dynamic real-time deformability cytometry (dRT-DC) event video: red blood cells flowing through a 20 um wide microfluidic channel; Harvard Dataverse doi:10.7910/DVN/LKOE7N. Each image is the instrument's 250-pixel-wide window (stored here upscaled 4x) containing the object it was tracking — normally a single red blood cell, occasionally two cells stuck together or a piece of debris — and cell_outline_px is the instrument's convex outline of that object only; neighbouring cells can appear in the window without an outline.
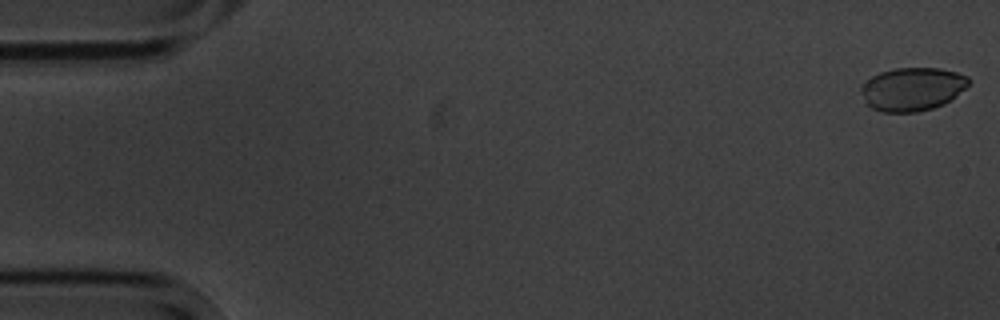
{"species": "common noctule bat (a hibernating species)", "species_latin": "Nyctalus noctula", "temperature_condition": "cold", "stored_images_in_passage": 5, "camera_frame_rate_fps": 3000, "um_per_image_px": 0.085, "animal": {"sex": "male", "body_mass_g": 20.1, "forearm_length_mm": 53.5}, "frame": {"image": 1, "passage_image": 1, "time_ms": 0.0, "image_size_px": [1000, 320], "cell_outline_px": [[968, 84], [964, 88], [944, 104], [932, 108], [916, 112], [880, 112], [872, 108], [864, 100], [860, 88], [860, 84], [872, 76], [880, 72], [896, 68], [940, 68], [956, 72], [968, 76]], "centroid_in_image_um": [77.5, 7.57], "position_along_channel_um": 7.5, "area_um2": 27.05}}